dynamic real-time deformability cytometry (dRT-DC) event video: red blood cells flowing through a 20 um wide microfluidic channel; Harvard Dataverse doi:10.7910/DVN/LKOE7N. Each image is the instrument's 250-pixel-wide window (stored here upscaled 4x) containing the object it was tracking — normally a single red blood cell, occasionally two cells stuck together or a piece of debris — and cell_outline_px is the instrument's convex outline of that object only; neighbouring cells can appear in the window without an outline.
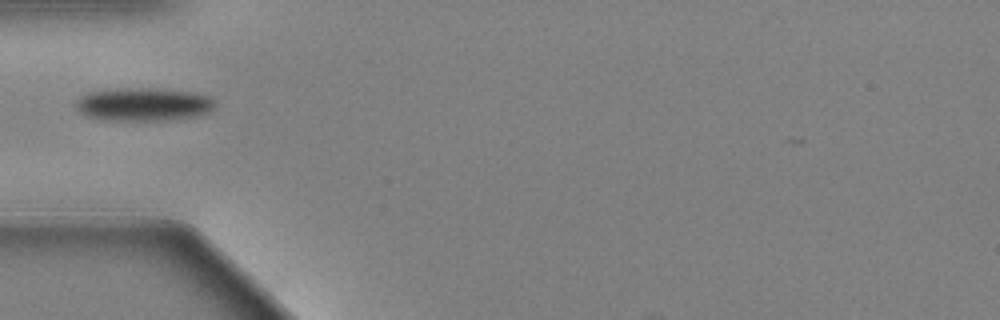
{"species": "Egyptian fruit bat (a non-hibernating species)", "species_latin": "Rousettus aegyptiacus", "temperature_condition": "warm", "stored_images_in_passage": 25, "camera_frame_rate_fps": 3000, "um_per_image_px": 0.085, "animal": {"sex": "female"}, "frame": {"image": 1, "passage_image": 1, "time_ms": 0.0, "image_size_px": [1000, 320], "cell_outline_px": [[216, 104], [208, 112], [196, 116], [168, 120], [100, 120], [88, 116], [80, 112], [76, 108], [76, 100], [80, 96], [88, 92], [112, 88], [152, 88], [192, 92], [208, 96]], "centroid_in_image_um": [12.14, 8.86], "position_along_channel_um": 72.9, "area_um2": 26.99}}